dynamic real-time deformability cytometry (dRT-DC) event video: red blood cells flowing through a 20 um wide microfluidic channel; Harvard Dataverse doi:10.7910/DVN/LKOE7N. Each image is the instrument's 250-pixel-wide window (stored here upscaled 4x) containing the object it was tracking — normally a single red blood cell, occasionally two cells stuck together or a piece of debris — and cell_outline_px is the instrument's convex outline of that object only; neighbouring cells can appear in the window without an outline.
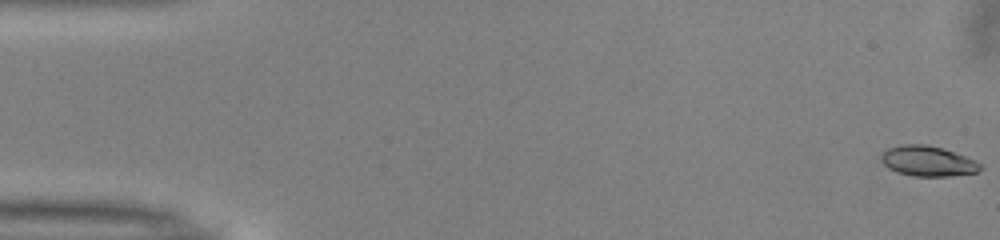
{"species": "common noctule bat (a hibernating species)", "species_latin": "Nyctalus noctula", "temperature_condition": "warm", "stored_images_in_passage": 51, "camera_frame_rate_fps": 3000, "um_per_image_px": 0.085, "animal": {"sex": "male", "body_mass_g": 13.0, "forearm_length_mm": 53.1}, "frame": {"image": 1, "passage_image": 1, "time_ms": 0.0, "image_size_px": [1000, 240], "cell_outline_px": [[980, 168], [976, 172], [952, 176], [912, 176], [896, 172], [888, 168], [880, 160], [880, 156], [888, 148], [904, 144], [924, 144], [944, 148], [976, 160], [980, 164]], "centroid_in_image_um": [78.84, 13.69], "position_along_channel_um": 6.2, "area_um2": 17.51}}
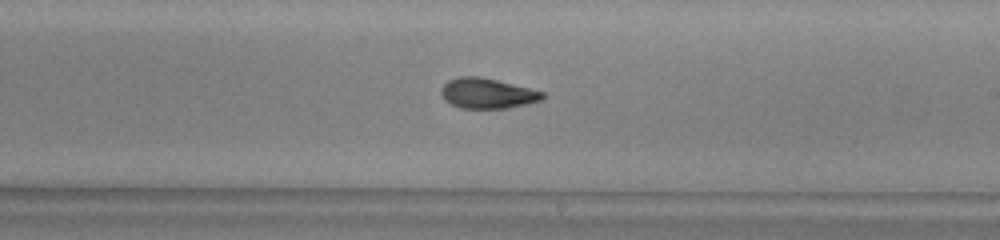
{"frame": {"image": 2, "passage_image": 30, "time_ms": 9.667, "image_size_px": [1000, 240], "cell_outline_px": [[544, 96], [540, 100], [508, 108], [460, 108], [444, 100], [440, 92], [440, 88], [448, 80], [460, 76], [480, 76], [544, 92]], "centroid_in_image_um": [41.36, 7.93], "position_along_channel_um": 247.6, "area_um2": 17.69}}
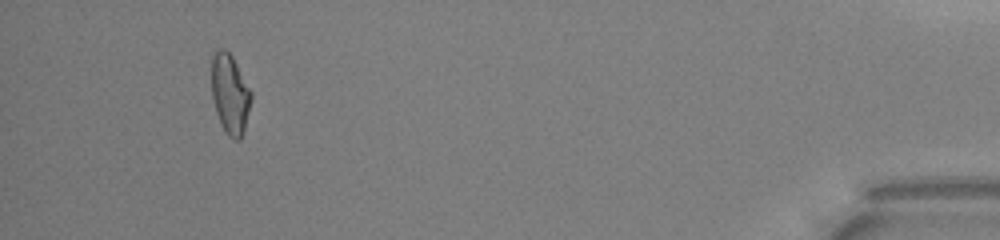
{"frame": {"image": 3, "passage_image": 48, "time_ms": 15.667, "image_size_px": [1000, 240], "cell_outline_px": [[252, 100], [244, 132], [240, 140], [232, 140], [228, 136], [216, 112], [212, 96], [212, 56], [216, 48], [224, 48], [232, 56], [252, 92]], "centroid_in_image_um": [19.57, 7.99], "position_along_channel_um": 415.6, "area_um2": 18.5}, "authors_computed_cell_mechanics": {"area_um2": 18.0914, "velocity_mm_per_s": 4.0452, "shape_relaxation_time_tau1_ms": 6.7382, "shape_relaxation_time_tau2_ms": 1.8527, "deformation_change_tau1": 0.1996, "deformation_change_tau2": 0.0849}}